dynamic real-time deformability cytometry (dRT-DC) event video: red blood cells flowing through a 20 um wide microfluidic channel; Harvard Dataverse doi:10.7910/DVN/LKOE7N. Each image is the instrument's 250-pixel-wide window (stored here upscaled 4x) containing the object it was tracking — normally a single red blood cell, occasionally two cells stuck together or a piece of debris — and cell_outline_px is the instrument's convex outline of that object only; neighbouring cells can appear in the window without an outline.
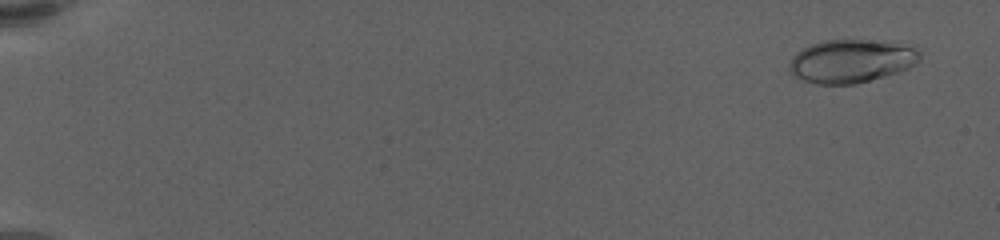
{"species": "human", "species_latin": "Homo sapiens", "temperature_condition": "warm", "stored_images_in_passage": 63, "camera_frame_rate_fps": 3000, "um_per_image_px": 0.085, "donor": {"sex": "female"}, "frame": {"image": 1, "passage_image": 4, "time_ms": 1.0, "image_size_px": [1000, 240], "cell_outline_px": [[920, 60], [916, 64], [908, 68], [884, 76], [856, 84], [816, 84], [804, 80], [788, 72], [788, 64], [792, 56], [796, 52], [812, 44], [824, 40], [880, 40], [912, 48], [920, 52]], "centroid_in_image_um": [72.31, 5.2], "position_along_channel_um": 12.7, "area_um2": 32.71}}
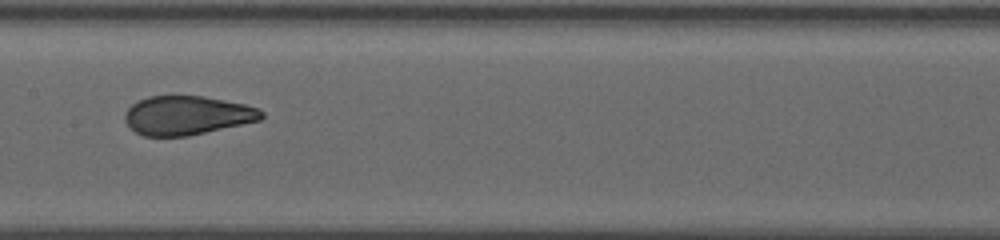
{"frame": {"image": 2, "passage_image": 35, "time_ms": 11.333, "image_size_px": [1000, 240], "cell_outline_px": [[264, 116], [260, 120], [188, 136], [144, 136], [136, 132], [124, 120], [124, 116], [128, 108], [132, 104], [148, 96], [204, 96], [244, 104], [260, 108], [264, 112]], "centroid_in_image_um": [15.92, 9.8], "position_along_channel_um": 191.5, "area_um2": 30.87}}
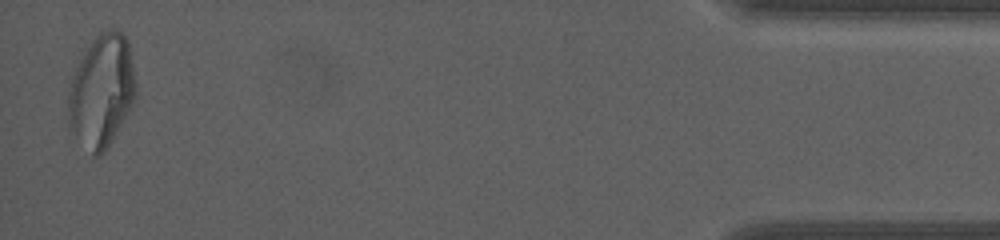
{"frame": {"image": 3, "passage_image": 62, "time_ms": 20.333, "image_size_px": [1000, 240], "cell_outline_px": [[136, 96], [132, 104], [104, 152], [100, 156], [92, 156], [76, 136], [68, 124], [68, 96], [72, 80], [76, 68], [84, 52], [92, 40], [100, 32], [112, 28], [116, 28], [128, 40], [136, 80]], "centroid_in_image_um": [8.65, 7.71], "position_along_channel_um": 426.6, "area_um2": 43.93}, "authors_computed_cell_mechanics": {"area_um2": 32.0212, "velocity_mm_per_s": 3.4349, "shape_relaxation_time_tau1_ms": 8.9993, "shape_relaxation_time_tau2_ms": null, "deformation_change_tau1": 0.2448, "deformation_change_tau2": null}}